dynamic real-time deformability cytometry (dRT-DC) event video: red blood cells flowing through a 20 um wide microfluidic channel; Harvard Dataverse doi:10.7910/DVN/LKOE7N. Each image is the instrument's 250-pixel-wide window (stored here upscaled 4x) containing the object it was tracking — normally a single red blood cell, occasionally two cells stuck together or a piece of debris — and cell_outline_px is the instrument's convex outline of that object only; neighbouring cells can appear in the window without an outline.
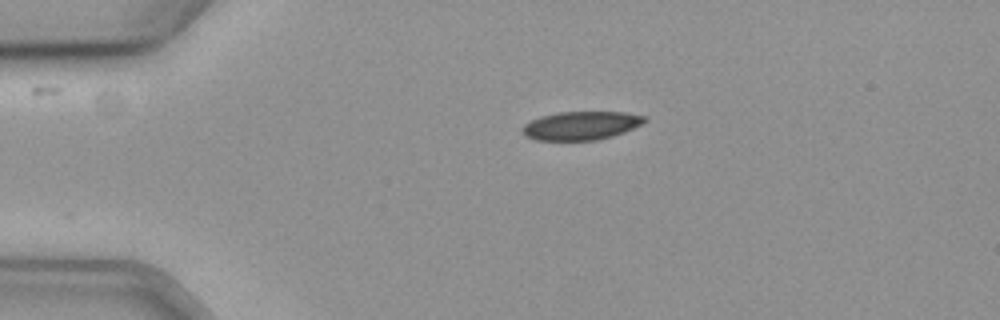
{"species": "common noctule bat (a hibernating species)", "species_latin": "Nyctalus noctula", "temperature_condition": "cold", "stored_images_in_passage": 32, "camera_frame_rate_fps": 3000, "um_per_image_px": 0.085, "animal": {"sex": "female", "body_mass_g": 19.3, "forearm_length_mm": 54.1}, "frame": {"image": 1, "passage_image": 1, "time_ms": 0.0, "image_size_px": [1000, 320], "cell_outline_px": [[648, 120], [624, 132], [612, 136], [596, 140], [536, 140], [528, 136], [524, 132], [524, 124], [540, 116], [560, 112], [624, 112], [648, 116]], "centroid_in_image_um": [49.44, 10.66], "position_along_channel_um": 35.6, "area_um2": 20.06}}
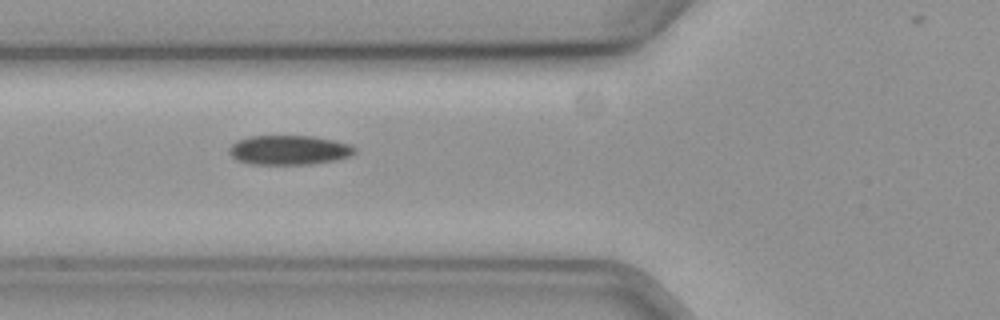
{"frame": {"image": 2, "passage_image": 10, "time_ms": 3.0, "image_size_px": [1000, 320], "cell_outline_px": [[356, 152], [352, 156], [336, 160], [312, 164], [252, 164], [236, 160], [228, 152], [228, 148], [236, 140], [248, 136], [312, 136], [352, 144], [356, 148]], "centroid_in_image_um": [24.58, 12.75], "position_along_channel_um": 101.2, "area_um2": 21.79}}
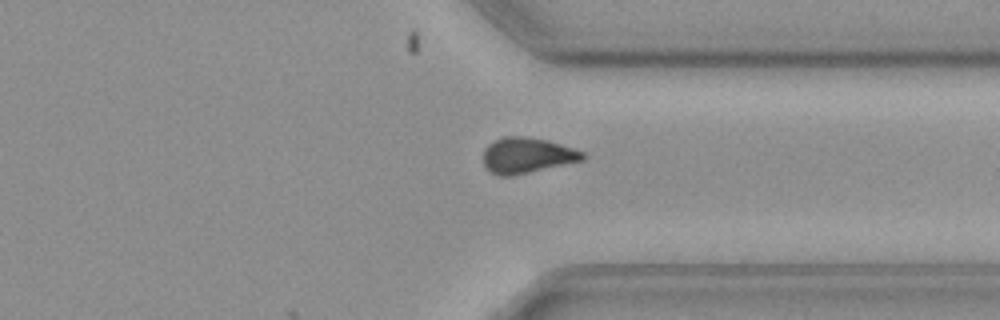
{"frame": {"image": 3, "passage_image": 32, "time_ms": 10.333, "image_size_px": [1000, 320], "cell_outline_px": [[584, 160], [512, 176], [496, 176], [484, 168], [484, 148], [488, 144], [504, 136], [528, 136], [548, 140], [584, 152]], "centroid_in_image_um": [44.76, 13.21], "position_along_channel_um": 366.6, "area_um2": 20.75}, "authors_computed_cell_mechanics": {"area_um2": 21.7328, "velocity_mm_per_s": 3.6062, "shape_relaxation_time_tau1_ms": 10.5534, "shape_relaxation_time_tau2_ms": null, "deformation_change_tau1": 0.1831, "deformation_change_tau2": null}}